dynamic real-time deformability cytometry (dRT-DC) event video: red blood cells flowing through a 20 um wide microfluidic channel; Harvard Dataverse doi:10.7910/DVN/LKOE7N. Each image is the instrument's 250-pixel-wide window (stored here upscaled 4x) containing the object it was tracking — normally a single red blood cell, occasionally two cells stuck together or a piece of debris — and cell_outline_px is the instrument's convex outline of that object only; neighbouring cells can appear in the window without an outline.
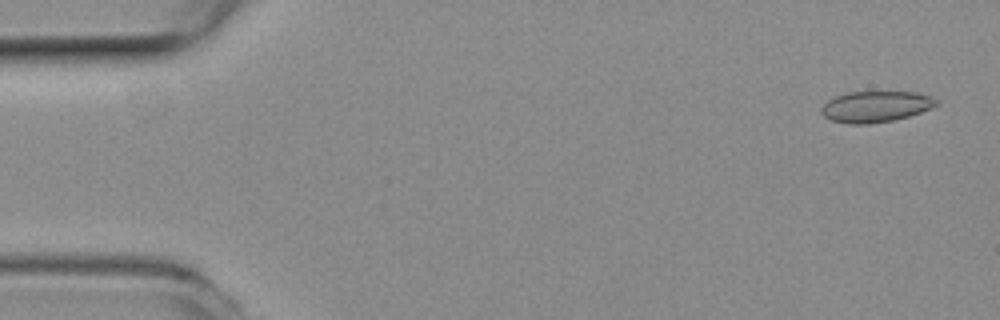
{"species": "common noctule bat (a hibernating species)", "species_latin": "Nyctalus noctula", "temperature_condition": "room temperature", "stored_images_in_passage": 23, "camera_frame_rate_fps": 3000, "um_per_image_px": 0.085, "animal": {"sex": "female", "body_mass_g": 19.3, "forearm_length_mm": 54.1}, "frame": {"image": 1, "passage_image": 2, "time_ms": 0.333, "image_size_px": [1000, 320], "cell_outline_px": [[940, 104], [920, 112], [908, 116], [892, 120], [868, 124], [848, 124], [832, 120], [824, 116], [820, 112], [820, 108], [828, 100], [836, 96], [848, 92], [916, 92], [928, 96], [936, 100]], "centroid_in_image_um": [74.4, 9.06], "position_along_channel_um": 10.6, "area_um2": 20.63}}
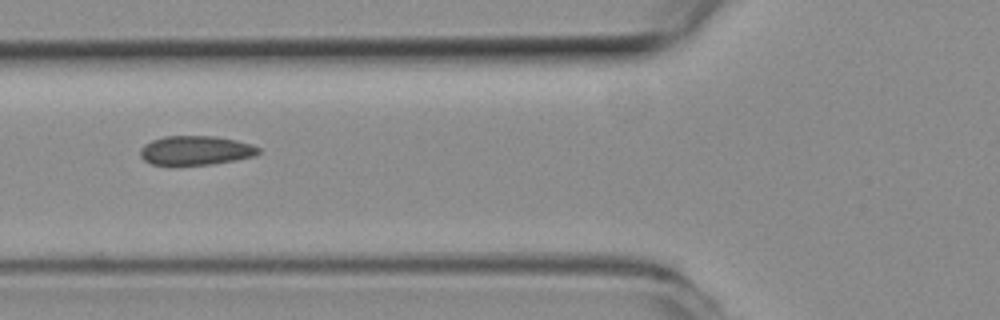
{"frame": {"image": 2, "passage_image": 20, "time_ms": 6.333, "image_size_px": [1000, 320], "cell_outline_px": [[260, 152], [256, 156], [236, 160], [212, 164], [168, 168], [152, 164], [144, 160], [140, 156], [140, 148], [144, 144], [152, 140], [164, 136], [216, 136], [236, 140], [252, 144], [260, 148]], "centroid_in_image_um": [16.59, 12.82], "position_along_channel_um": 109.2, "area_um2": 20.98}}
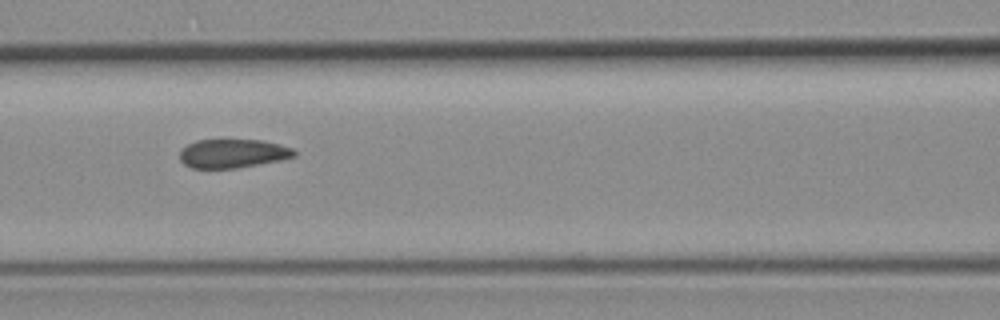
{"frame": {"image": 3, "passage_image": 23, "time_ms": 7.333, "image_size_px": [1000, 320], "cell_outline_px": [[296, 156], [280, 160], [236, 168], [192, 168], [184, 164], [180, 160], [180, 152], [188, 144], [196, 140], [264, 140], [280, 144], [292, 148], [296, 152]], "centroid_in_image_um": [19.8, 13.04], "position_along_channel_um": 146.8, "area_um2": 19.13}}